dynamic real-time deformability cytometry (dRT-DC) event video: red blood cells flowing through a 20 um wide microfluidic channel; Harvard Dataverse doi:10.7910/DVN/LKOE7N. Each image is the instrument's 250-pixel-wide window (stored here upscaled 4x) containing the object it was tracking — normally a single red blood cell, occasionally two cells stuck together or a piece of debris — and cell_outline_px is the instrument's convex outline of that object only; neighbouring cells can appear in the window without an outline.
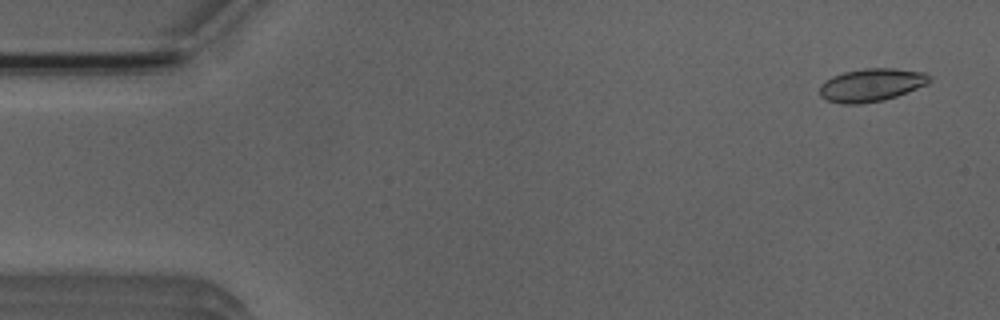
{"species": "Egyptian fruit bat (a non-hibernating species)", "species_latin": "Rousettus aegyptiacus", "temperature_condition": "room temperature", "stored_images_in_passage": 6, "camera_frame_rate_fps": 3000, "um_per_image_px": 0.085, "animal": {"sex": "male"}, "frame": {"image": 1, "passage_image": 1, "time_ms": 0.0, "image_size_px": [1000, 320], "cell_outline_px": [[932, 80], [928, 84], [896, 96], [884, 100], [860, 104], [840, 104], [828, 100], [820, 96], [820, 84], [832, 76], [844, 72], [864, 68], [896, 68], [924, 72], [932, 76]], "centroid_in_image_um": [74.09, 7.22], "position_along_channel_um": 10.9, "area_um2": 21.27}}
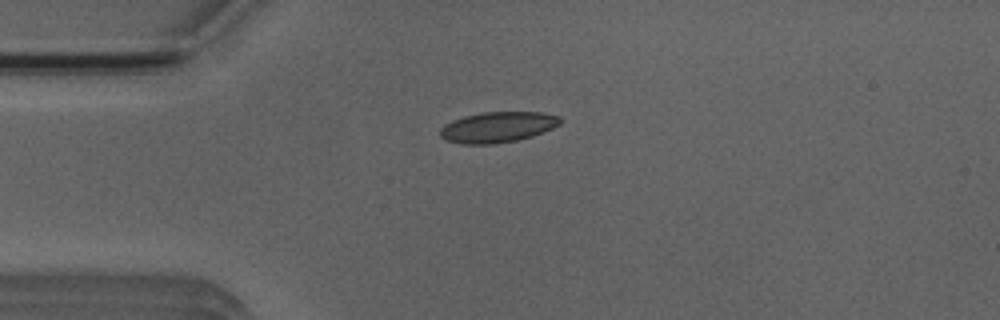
{"frame": {"image": 2, "passage_image": 4, "time_ms": 3.333, "image_size_px": [1000, 320], "cell_outline_px": [[560, 124], [552, 128], [532, 136], [516, 140], [492, 144], [460, 144], [448, 140], [440, 136], [440, 128], [444, 124], [452, 120], [464, 116], [484, 112], [540, 112], [560, 116]], "centroid_in_image_um": [42.28, 10.8], "position_along_channel_um": 42.7, "area_um2": 21.33}}